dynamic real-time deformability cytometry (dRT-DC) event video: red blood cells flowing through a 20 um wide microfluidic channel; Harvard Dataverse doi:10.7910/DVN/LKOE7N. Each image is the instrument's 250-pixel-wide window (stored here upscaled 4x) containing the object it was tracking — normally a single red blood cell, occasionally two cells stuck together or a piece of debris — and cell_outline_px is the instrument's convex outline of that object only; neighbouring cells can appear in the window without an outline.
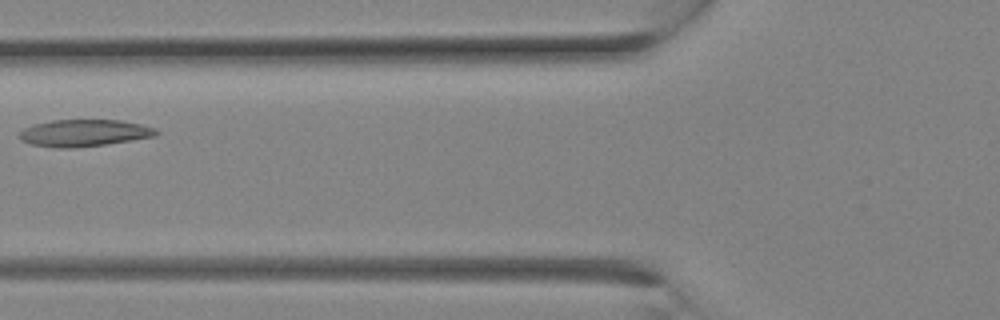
{"species": "Egyptian fruit bat (a non-hibernating species)", "species_latin": "Rousettus aegyptiacus", "temperature_condition": "room temperature", "stored_images_in_passage": 23, "camera_frame_rate_fps": 3000, "um_per_image_px": 0.085, "animal": {"sex": "female"}, "frame": {"image": 1, "passage_image": 7, "time_ms": 2.0, "image_size_px": [1000, 320], "cell_outline_px": [[160, 132], [156, 136], [104, 144], [76, 148], [56, 148], [32, 144], [20, 140], [20, 132], [24, 128], [32, 124], [52, 120], [120, 120], [140, 124], [156, 128]], "centroid_in_image_um": [7.14, 11.3], "position_along_channel_um": 118.7, "area_um2": 21.44}}
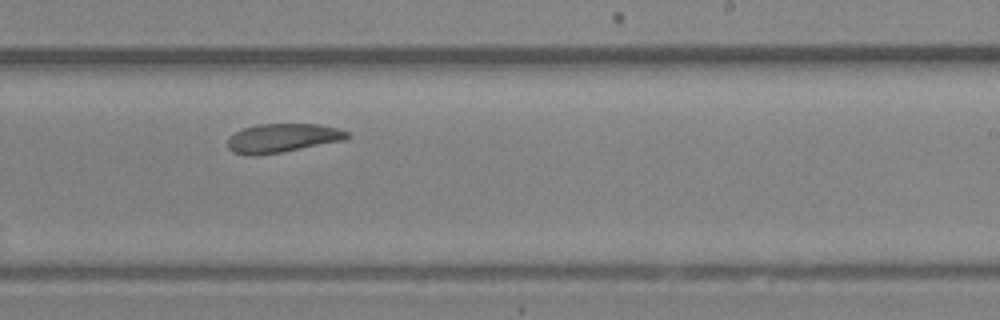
{"frame": {"image": 2, "passage_image": 13, "time_ms": 4.0, "image_size_px": [1000, 320], "cell_outline_px": [[352, 136], [344, 140], [280, 152], [256, 156], [252, 156], [232, 152], [228, 148], [228, 136], [244, 128], [256, 124], [320, 124], [336, 128], [348, 132]], "centroid_in_image_um": [23.99, 11.73], "position_along_channel_um": 265.0, "area_um2": 20.06}}
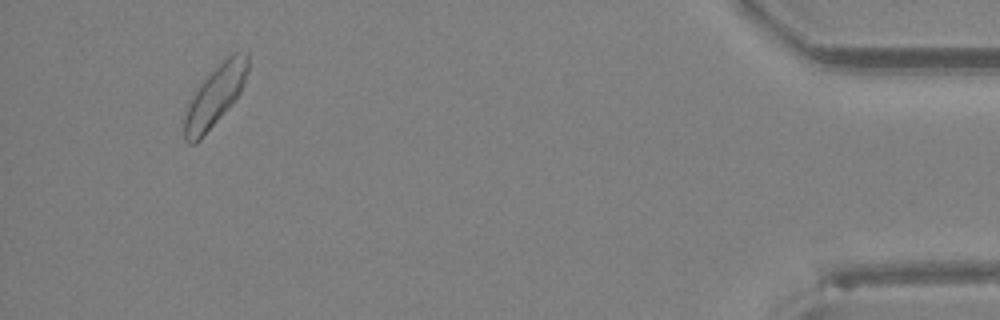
{"frame": {"image": 3, "passage_image": 22, "time_ms": 7.0, "image_size_px": [1000, 320], "cell_outline_px": [[248, 72], [244, 84], [240, 92], [232, 104], [200, 140], [196, 144], [188, 144], [184, 140], [184, 116], [188, 104], [192, 96], [200, 84], [232, 52], [248, 52]], "centroid_in_image_um": [18.28, 8.19], "position_along_channel_um": 416.9, "area_um2": 22.2}}